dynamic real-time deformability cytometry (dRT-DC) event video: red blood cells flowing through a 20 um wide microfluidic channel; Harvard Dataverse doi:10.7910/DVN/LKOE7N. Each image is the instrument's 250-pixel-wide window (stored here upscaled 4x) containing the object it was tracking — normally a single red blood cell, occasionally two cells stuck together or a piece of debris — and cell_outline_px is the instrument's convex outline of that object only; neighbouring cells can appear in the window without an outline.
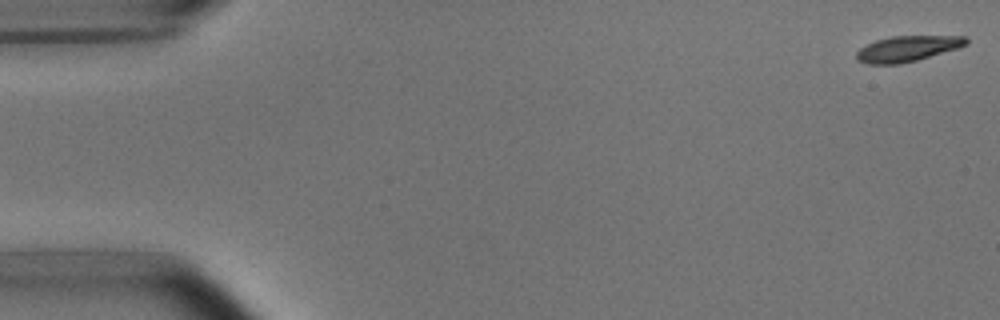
{"species": "common noctule bat (a hibernating species)", "species_latin": "Nyctalus noctula", "temperature_condition": "room temperature", "stored_images_in_passage": 5, "camera_frame_rate_fps": 3000, "um_per_image_px": 0.085, "animal": {"sex": "male", "body_mass_g": 15.6}, "frame": {"image": 1, "passage_image": 1, "time_ms": 0.0, "image_size_px": [1000, 320], "cell_outline_px": [[968, 44], [956, 48], [916, 60], [900, 64], [868, 64], [856, 60], [856, 52], [860, 48], [876, 40], [892, 36], [968, 36]], "centroid_in_image_um": [77.11, 4.13], "position_along_channel_um": 7.9, "area_um2": 16.24}}
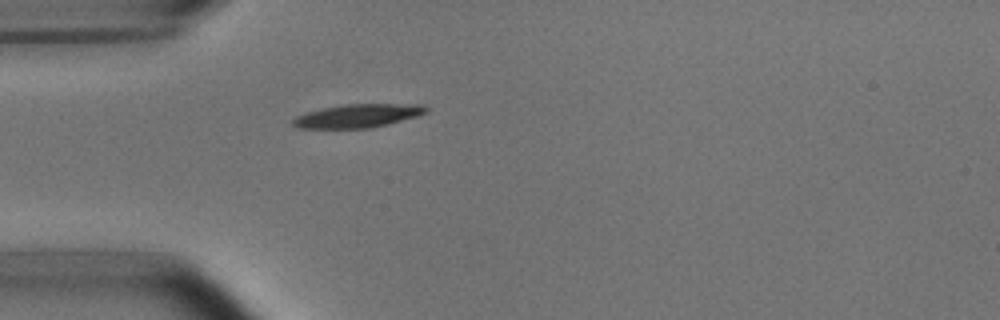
{"frame": {"image": 2, "passage_image": 5, "time_ms": 1.333, "image_size_px": [1000, 320], "cell_outline_px": [[428, 112], [420, 116], [372, 128], [296, 128], [292, 124], [292, 120], [296, 116], [304, 112], [344, 104], [424, 104], [428, 108]], "centroid_in_image_um": [30.45, 9.84], "position_along_channel_um": 54.6, "area_um2": 18.44}}